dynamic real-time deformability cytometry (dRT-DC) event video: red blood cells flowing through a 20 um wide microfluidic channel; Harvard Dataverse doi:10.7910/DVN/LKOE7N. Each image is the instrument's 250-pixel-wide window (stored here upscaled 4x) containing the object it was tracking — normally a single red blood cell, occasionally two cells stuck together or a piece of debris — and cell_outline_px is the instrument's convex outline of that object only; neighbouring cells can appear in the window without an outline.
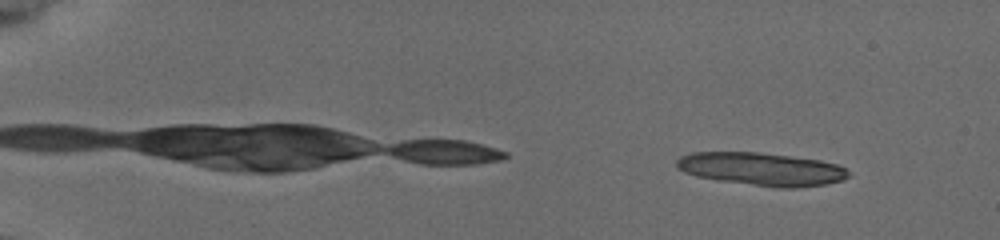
{"species": "common noctule bat (a hibernating species)", "species_latin": "Nyctalus noctula", "temperature_condition": "cold", "stored_images_in_passage": 17, "camera_frame_rate_fps": 3000, "um_per_image_px": 0.085, "animal": {"sex": "female", "body_mass_g": 19.5, "forearm_length_mm": 54.1}, "frame": {"image": 1, "passage_image": 3, "time_ms": 0.667, "image_size_px": [1000, 240], "cell_outline_px": [[848, 176], [844, 180], [824, 184], [796, 188], [780, 188], [716, 180], [696, 176], [684, 172], [676, 168], [676, 160], [680, 156], [692, 152], [760, 152], [820, 160], [836, 164], [844, 168], [848, 172]], "centroid_in_image_um": [64.69, 14.37], "position_along_channel_um": 20.3, "area_um2": 33.06}}